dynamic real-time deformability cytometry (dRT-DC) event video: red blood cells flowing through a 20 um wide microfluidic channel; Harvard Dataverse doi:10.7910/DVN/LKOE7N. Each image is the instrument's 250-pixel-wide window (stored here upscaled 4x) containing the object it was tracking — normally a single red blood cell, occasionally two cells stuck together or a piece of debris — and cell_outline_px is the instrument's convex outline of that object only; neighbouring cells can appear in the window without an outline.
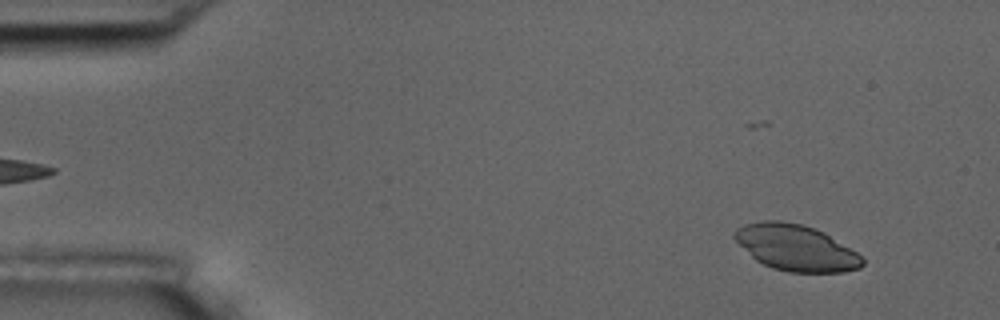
{"species": "common noctule bat (a hibernating species)", "species_latin": "Nyctalus noctula", "temperature_condition": "room temperature", "stored_images_in_passage": 55, "camera_frame_rate_fps": 3000, "um_per_image_px": 0.085, "animal": {"sex": "male", "body_mass_g": 17.5, "forearm_length_mm": 52.3}, "frame": {"image": 1, "passage_image": 5, "time_ms": 1.333, "image_size_px": [1000, 320], "cell_outline_px": [[864, 264], [860, 268], [844, 272], [788, 272], [772, 268], [756, 260], [732, 236], [736, 228], [744, 224], [764, 220], [780, 220], [800, 224], [824, 232], [856, 252], [864, 260]], "centroid_in_image_um": [67.65, 21.06], "position_along_channel_um": 17.4, "area_um2": 34.04}}